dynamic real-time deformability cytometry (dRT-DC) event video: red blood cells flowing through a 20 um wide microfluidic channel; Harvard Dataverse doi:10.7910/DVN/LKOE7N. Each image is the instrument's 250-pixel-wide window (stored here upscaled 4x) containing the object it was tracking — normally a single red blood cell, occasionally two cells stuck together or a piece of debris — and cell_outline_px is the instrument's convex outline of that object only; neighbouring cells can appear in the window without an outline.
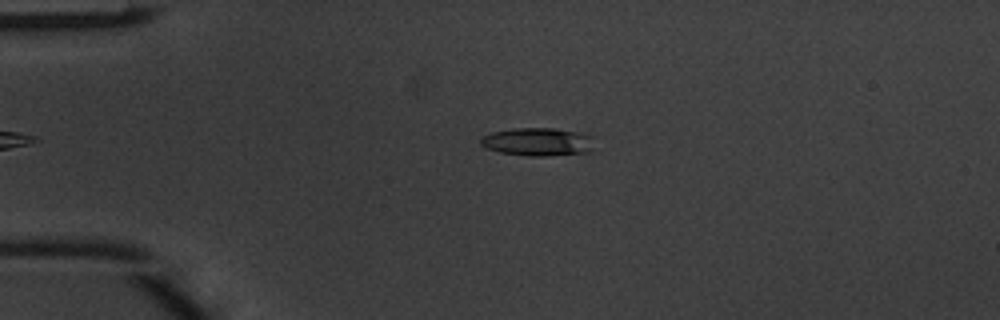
{"species": "common noctule bat (a hibernating species)", "species_latin": "Nyctalus noctula", "temperature_condition": "warm", "stored_images_in_passage": 34, "camera_frame_rate_fps": 3000, "um_per_image_px": 0.085, "animal": {"sex": "male", "body_mass_g": 20.1, "forearm_length_mm": 53.5}, "frame": {"image": 1, "passage_image": 2, "time_ms": 0.333, "image_size_px": [1000, 320], "cell_outline_px": [[592, 152], [544, 156], [528, 156], [500, 152], [488, 148], [480, 144], [480, 140], [484, 136], [492, 132], [512, 128], [556, 128], [580, 132], [592, 136]], "centroid_in_image_um": [45.74, 12.05], "position_along_channel_um": 39.3, "area_um2": 18.67}}
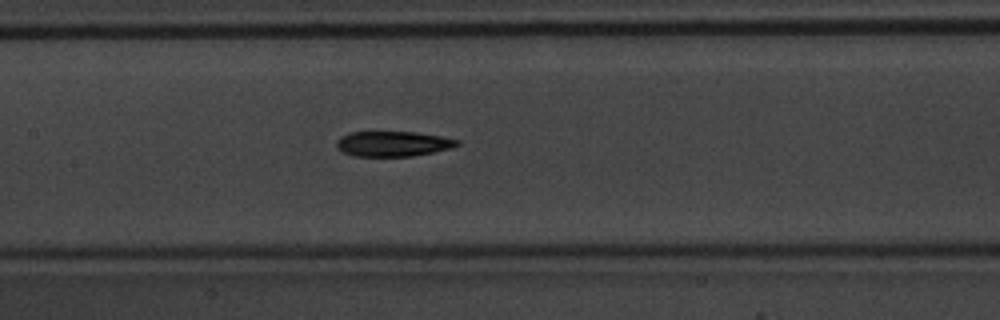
{"frame": {"image": 2, "passage_image": 14, "time_ms": 4.333, "image_size_px": [1000, 320], "cell_outline_px": [[460, 144], [452, 148], [412, 156], [352, 156], [336, 148], [336, 140], [340, 136], [348, 132], [416, 132], [440, 136], [460, 140]], "centroid_in_image_um": [33.37, 12.22], "position_along_channel_um": 174.0, "area_um2": 17.8}}
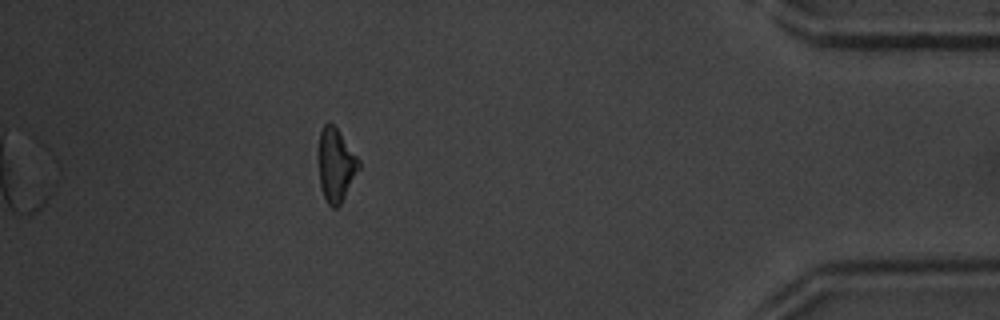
{"frame": {"image": 3, "passage_image": 34, "time_ms": 11.0, "image_size_px": [1000, 320], "cell_outline_px": [[360, 168], [340, 204], [336, 208], [332, 208], [328, 204], [324, 196], [320, 184], [316, 152], [320, 132], [324, 124], [328, 120], [336, 128], [360, 160]], "centroid_in_image_um": [28.51, 14.0], "position_along_channel_um": 406.7, "area_um2": 17.46}, "authors_computed_cell_mechanics": {"area_um2": 18.1492, "velocity_mm_per_s": 4.1782, "shape_relaxation_time_tau1_ms": 2.7142, "shape_relaxation_time_tau2_ms": 7.2891, "deformation_change_tau1": 0.1572, "deformation_change_tau2": 0.2066}}